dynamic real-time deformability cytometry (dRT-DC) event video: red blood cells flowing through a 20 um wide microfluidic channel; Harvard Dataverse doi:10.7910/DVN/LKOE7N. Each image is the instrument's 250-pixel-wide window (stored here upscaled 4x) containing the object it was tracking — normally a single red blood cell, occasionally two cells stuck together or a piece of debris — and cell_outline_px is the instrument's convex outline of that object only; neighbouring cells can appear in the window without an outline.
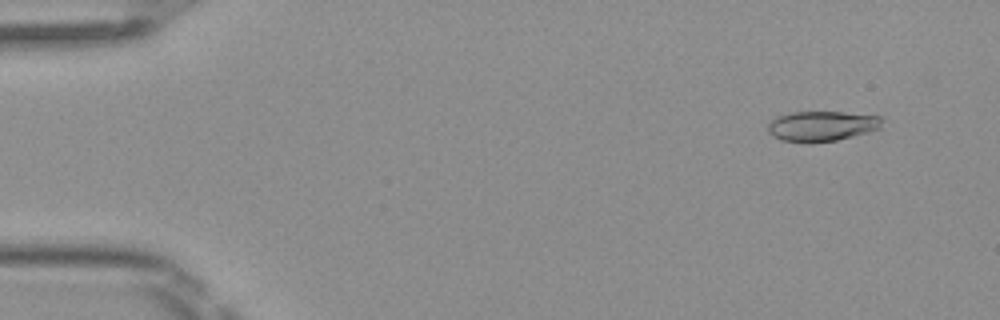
{"species": "Egyptian fruit bat (a non-hibernating species)", "species_latin": "Rousettus aegyptiacus", "temperature_condition": "room temperature", "stored_images_in_passage": 4, "camera_frame_rate_fps": 3000, "um_per_image_px": 0.085, "frame": {"image": 1, "passage_image": 2, "time_ms": 0.333, "image_size_px": [1000, 320], "cell_outline_px": [[880, 128], [868, 132], [836, 140], [808, 144], [780, 140], [772, 136], [768, 132], [768, 124], [772, 120], [788, 112], [844, 112], [880, 116]], "centroid_in_image_um": [69.79, 10.73], "position_along_channel_um": 15.2, "area_um2": 20.11}}
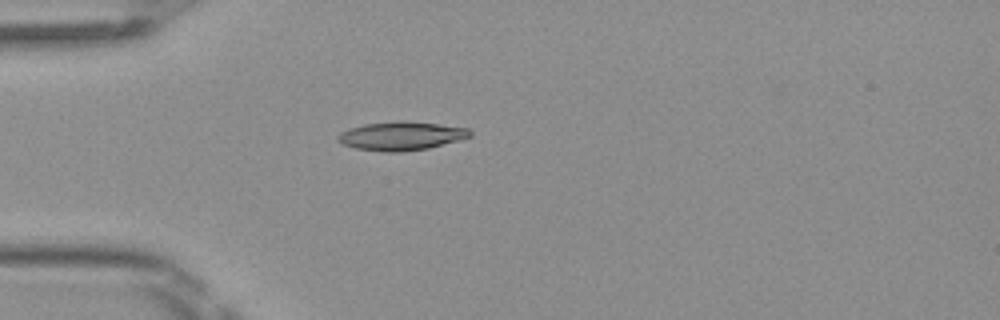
{"frame": {"image": 2, "passage_image": 4, "time_ms": 1.0, "image_size_px": [1000, 320], "cell_outline_px": [[472, 136], [460, 140], [428, 148], [400, 152], [384, 152], [356, 148], [344, 144], [336, 136], [340, 132], [348, 128], [364, 124], [400, 120], [404, 120], [468, 128], [472, 132]], "centroid_in_image_um": [34.11, 11.55], "position_along_channel_um": 50.9, "area_um2": 22.02}}